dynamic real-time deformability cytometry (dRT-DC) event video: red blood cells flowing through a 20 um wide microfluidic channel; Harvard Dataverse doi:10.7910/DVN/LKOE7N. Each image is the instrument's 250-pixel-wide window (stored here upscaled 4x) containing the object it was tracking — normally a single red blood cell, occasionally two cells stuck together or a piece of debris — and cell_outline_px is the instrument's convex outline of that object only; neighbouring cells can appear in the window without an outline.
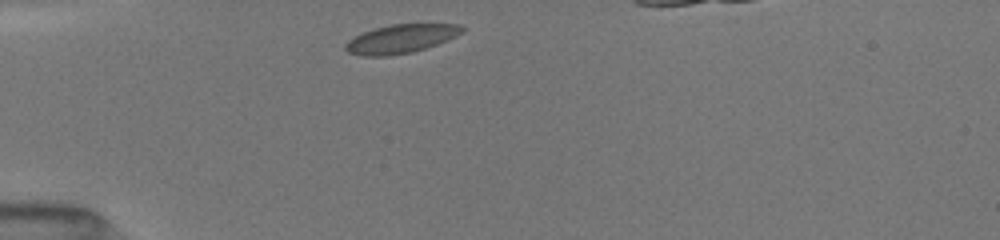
{"species": "common noctule bat (a hibernating species)", "species_latin": "Nyctalus noctula", "temperature_condition": "room temperature", "stored_images_in_passage": 26, "camera_frame_rate_fps": 3000, "um_per_image_px": 0.085, "animal": {"sex": "female", "body_mass_g": 19.5, "forearm_length_mm": 54.1}, "frame": {"image": 1, "passage_image": 1, "time_ms": 0.0, "image_size_px": [1000, 240], "cell_outline_px": [[464, 32], [448, 40], [412, 52], [388, 56], [360, 56], [348, 52], [344, 48], [344, 44], [348, 40], [372, 28], [392, 24], [460, 24], [464, 28]], "centroid_in_image_um": [34.06, 3.3], "position_along_channel_um": 50.9, "area_um2": 19.54}}
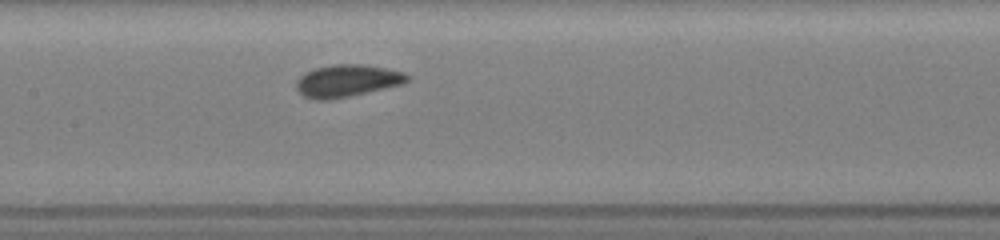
{"frame": {"image": 2, "passage_image": 12, "time_ms": 3.667, "image_size_px": [1000, 240], "cell_outline_px": [[412, 76], [404, 84], [348, 96], [328, 100], [316, 100], [304, 96], [296, 88], [296, 80], [300, 76], [316, 68], [332, 64], [364, 64], [404, 72]], "centroid_in_image_um": [29.53, 6.86], "position_along_channel_um": 177.9, "area_um2": 20.75}}
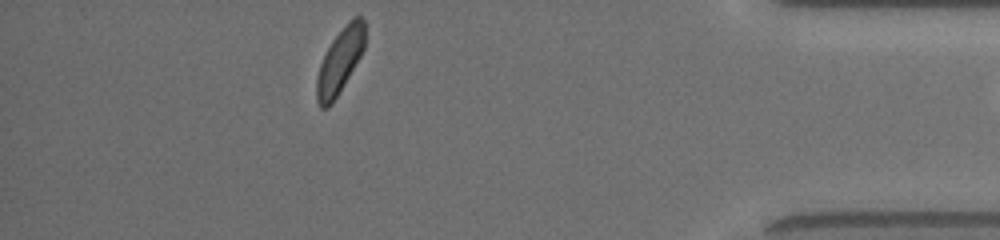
{"frame": {"image": 3, "passage_image": 25, "time_ms": 10.333, "image_size_px": [1000, 240], "cell_outline_px": [[364, 48], [360, 56], [332, 104], [328, 108], [320, 108], [316, 100], [316, 80], [320, 64], [332, 40], [348, 20], [352, 16], [360, 16], [364, 20]], "centroid_in_image_um": [28.87, 5.18], "position_along_channel_um": 406.3, "area_um2": 17.98}, "authors_computed_cell_mechanics": {"area_um2": 19.7387, "velocity_mm_per_s": 4.0068, "shape_relaxation_time_tau1_ms": 1.5451, "shape_relaxation_time_tau2_ms": null, "deformation_change_tau1": 0.0646, "deformation_change_tau2": null}}